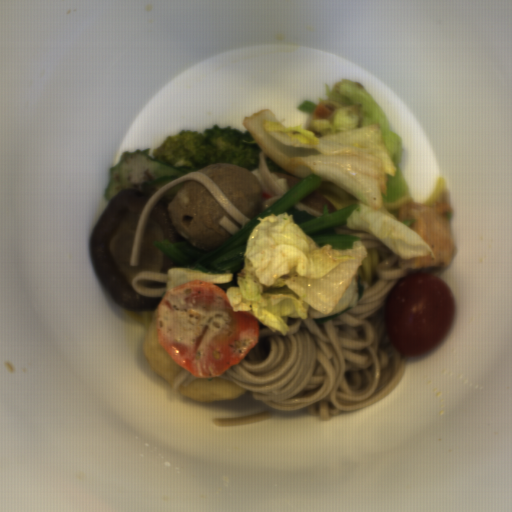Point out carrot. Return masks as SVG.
<instances>
[{"instance_id":"1","label":"carrot","mask_w":512,"mask_h":512,"mask_svg":"<svg viewBox=\"0 0 512 512\" xmlns=\"http://www.w3.org/2000/svg\"><path fill=\"white\" fill-rule=\"evenodd\" d=\"M158 341L196 378L224 374L259 342L260 322L234 311L217 284L193 280L164 292L157 306Z\"/></svg>"}]
</instances>
